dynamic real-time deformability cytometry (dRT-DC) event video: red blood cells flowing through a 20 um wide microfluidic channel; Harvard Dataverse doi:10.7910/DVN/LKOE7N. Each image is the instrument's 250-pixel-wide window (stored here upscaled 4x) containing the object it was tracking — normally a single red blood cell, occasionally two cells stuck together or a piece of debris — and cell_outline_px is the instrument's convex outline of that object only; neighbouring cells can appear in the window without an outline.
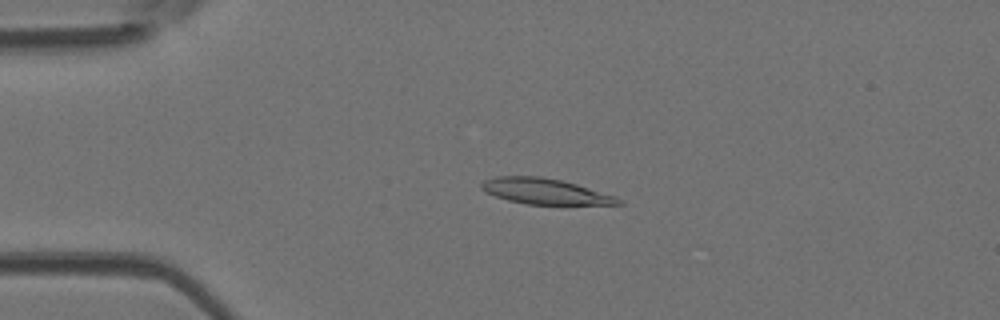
{"species": "Egyptian fruit bat (a non-hibernating species)", "species_latin": "Rousettus aegyptiacus", "temperature_condition": "room temperature", "stored_images_in_passage": 49, "camera_frame_rate_fps": 3000, "um_per_image_px": 0.085, "animal": {"sex": "female"}, "frame": {"image": 1, "passage_image": 11, "time_ms": 3.333, "image_size_px": [1000, 320], "cell_outline_px": [[624, 204], [528, 204], [508, 200], [484, 192], [480, 188], [480, 184], [484, 180], [496, 176], [540, 176], [560, 180], [576, 184], [616, 196], [624, 200]], "centroid_in_image_um": [46.31, 16.26], "position_along_channel_um": 38.7, "area_um2": 20.4}}
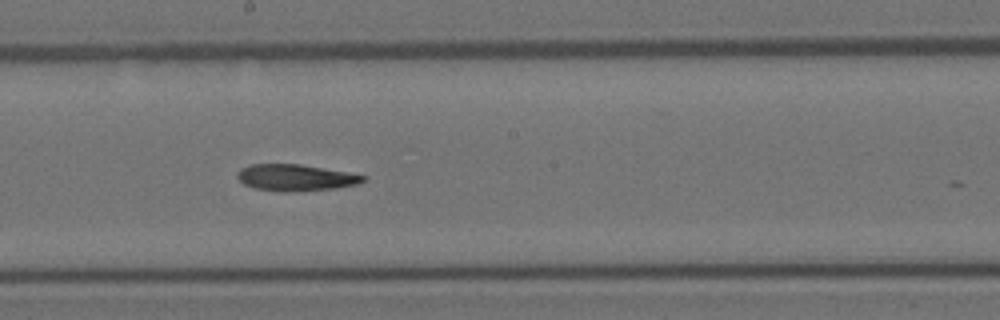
{"frame": {"image": 2, "passage_image": 27, "time_ms": 8.667, "image_size_px": [1000, 320], "cell_outline_px": [[368, 180], [356, 184], [336, 188], [256, 188], [244, 184], [236, 176], [236, 172], [240, 168], [252, 164], [300, 164], [368, 176]], "centroid_in_image_um": [25.14, 15.02], "position_along_channel_um": 223.1, "area_um2": 18.15}}
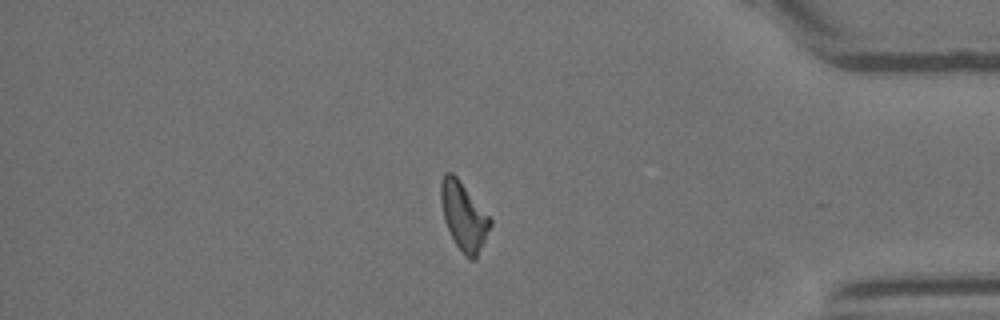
{"frame": {"image": 3, "passage_image": 42, "time_ms": 13.667, "image_size_px": [1000, 320], "cell_outline_px": [[492, 224], [476, 260], [468, 260], [464, 256], [456, 244], [444, 220], [440, 200], [440, 180], [444, 172], [452, 172], [456, 176], [492, 220]], "centroid_in_image_um": [39.4, 18.39], "position_along_channel_um": 395.8, "area_um2": 19.54}}